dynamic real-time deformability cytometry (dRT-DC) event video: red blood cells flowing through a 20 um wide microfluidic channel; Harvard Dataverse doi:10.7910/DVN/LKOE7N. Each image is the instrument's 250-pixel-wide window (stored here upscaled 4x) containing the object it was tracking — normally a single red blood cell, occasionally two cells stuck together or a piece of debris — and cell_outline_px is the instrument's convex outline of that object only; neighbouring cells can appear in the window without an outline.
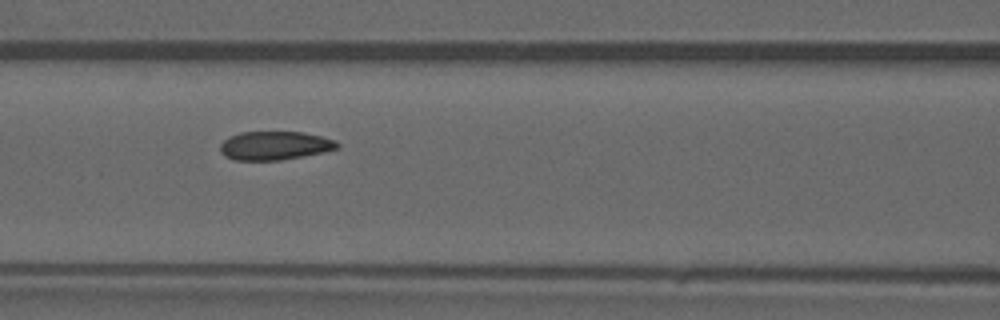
{"species": "common noctule bat (a hibernating species)", "species_latin": "Nyctalus noctula", "temperature_condition": "warm", "stored_images_in_passage": 47, "camera_frame_rate_fps": 3000, "um_per_image_px": 0.085, "animal": {"sex": "male", "forearm_length_mm": 52.5}, "frame": {"image": 1, "passage_image": 21, "time_ms": 6.667, "image_size_px": [1000, 320], "cell_outline_px": [[340, 148], [324, 152], [304, 156], [280, 160], [236, 160], [224, 156], [220, 152], [220, 144], [224, 140], [240, 132], [300, 132], [320, 136], [336, 140], [340, 144]], "centroid_in_image_um": [23.37, 12.38], "position_along_channel_um": 143.2, "area_um2": 19.54}}